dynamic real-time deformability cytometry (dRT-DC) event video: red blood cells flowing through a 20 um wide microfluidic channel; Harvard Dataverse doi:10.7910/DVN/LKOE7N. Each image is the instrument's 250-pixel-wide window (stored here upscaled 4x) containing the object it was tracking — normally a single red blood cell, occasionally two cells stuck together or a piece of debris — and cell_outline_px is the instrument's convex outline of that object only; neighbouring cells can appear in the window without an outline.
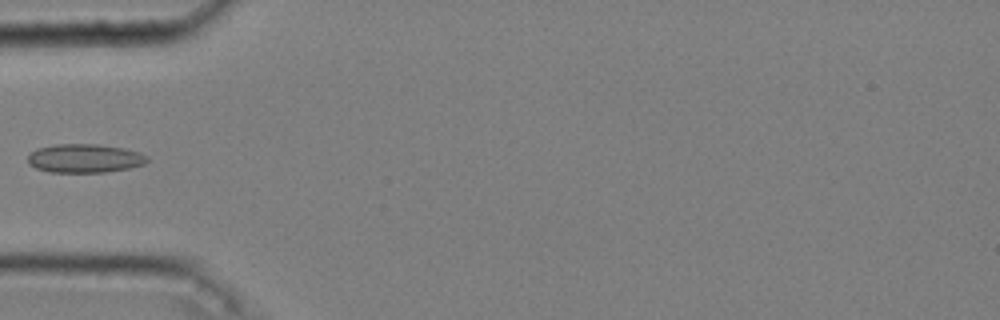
{"species": "common noctule bat (a hibernating species)", "species_latin": "Nyctalus noctula", "temperature_condition": "cold", "stored_images_in_passage": 35, "camera_frame_rate_fps": 3000, "um_per_image_px": 0.085, "animal": {"sex": "male", "body_mass_g": 20.4}, "frame": {"image": 1, "passage_image": 1, "time_ms": 0.0, "image_size_px": [1000, 320], "cell_outline_px": [[148, 160], [144, 164], [128, 168], [104, 172], [48, 172], [36, 168], [28, 164], [28, 156], [36, 148], [56, 144], [96, 144], [124, 148], [140, 152], [148, 156]], "centroid_in_image_um": [7.19, 13.45], "position_along_channel_um": 77.8, "area_um2": 20.0}}
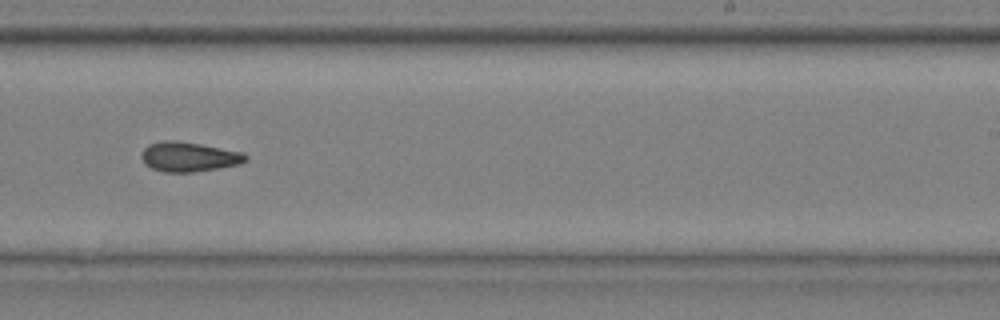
{"frame": {"image": 2, "passage_image": 17, "time_ms": 5.333, "image_size_px": [1000, 320], "cell_outline_px": [[248, 160], [240, 164], [220, 168], [192, 172], [164, 172], [152, 168], [144, 164], [140, 156], [140, 152], [148, 144], [164, 140], [176, 140], [200, 144], [244, 152], [248, 156]], "centroid_in_image_um": [16.05, 13.32], "position_along_channel_um": 273.0, "area_um2": 18.26}}
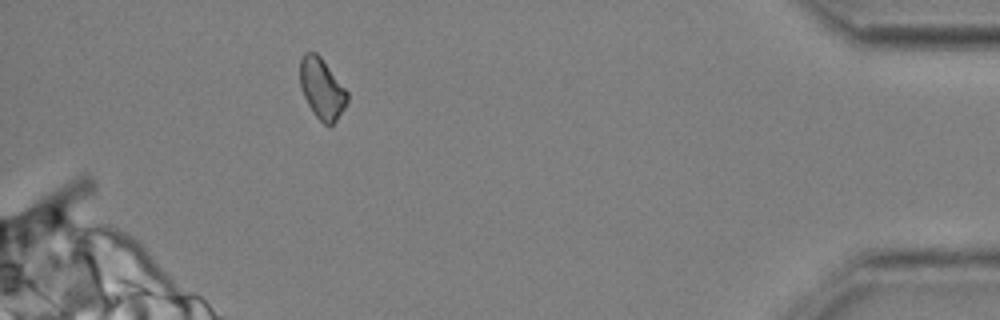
{"frame": {"image": 3, "passage_image": 32, "time_ms": 10.333, "image_size_px": [1000, 320], "cell_outline_px": [[348, 100], [344, 108], [336, 120], [328, 128], [312, 112], [300, 88], [300, 60], [304, 52], [316, 52], [320, 56], [348, 92]], "centroid_in_image_um": [27.35, 7.54], "position_along_channel_um": 407.9, "area_um2": 16.65}}